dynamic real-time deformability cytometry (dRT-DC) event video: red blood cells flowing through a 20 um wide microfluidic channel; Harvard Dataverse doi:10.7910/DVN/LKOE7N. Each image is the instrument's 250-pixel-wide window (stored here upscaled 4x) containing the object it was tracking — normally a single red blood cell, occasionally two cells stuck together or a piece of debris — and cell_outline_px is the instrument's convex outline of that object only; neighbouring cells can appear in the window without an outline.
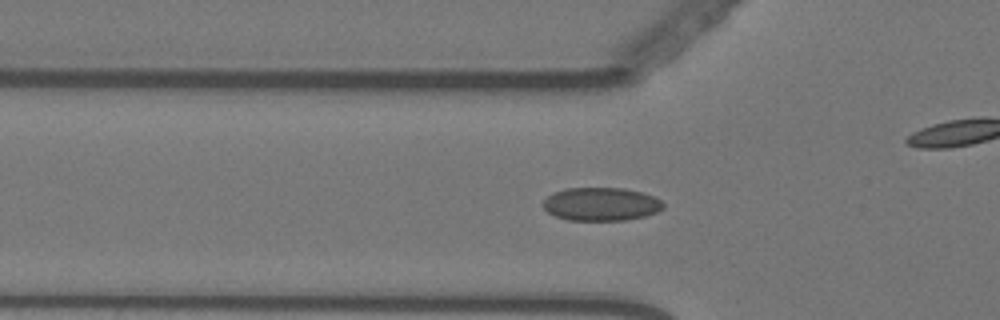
{"species": "Egyptian fruit bat (a non-hibernating species)", "species_latin": "Rousettus aegyptiacus", "temperature_condition": "warm", "stored_images_in_passage": 47, "camera_frame_rate_fps": 3000, "um_per_image_px": 0.085, "animal": {"sex": "female"}, "frame": {"image": 1, "passage_image": 15, "time_ms": 4.667, "image_size_px": [1000, 320], "cell_outline_px": [[664, 208], [656, 212], [644, 216], [624, 220], [568, 220], [556, 216], [548, 212], [544, 208], [544, 200], [552, 192], [564, 188], [624, 188], [640, 192], [652, 196], [660, 200], [664, 204]], "centroid_in_image_um": [51.07, 17.34], "position_along_channel_um": 74.7, "area_um2": 23.18}}
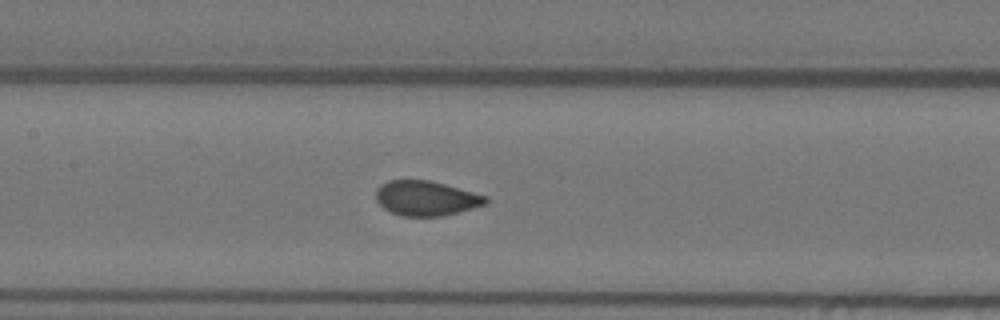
{"frame": {"image": 2, "passage_image": 23, "time_ms": 7.333, "image_size_px": [1000, 320], "cell_outline_px": [[488, 204], [444, 216], [400, 216], [384, 208], [376, 200], [376, 188], [380, 184], [388, 180], [428, 180], [444, 184], [488, 196]], "centroid_in_image_um": [36.22, 16.85], "position_along_channel_um": 171.2, "area_um2": 22.37}}
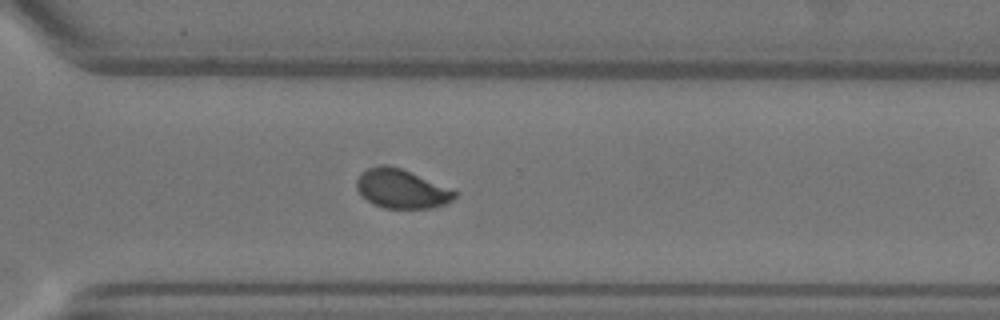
{"frame": {"image": 3, "passage_image": 37, "time_ms": 12.0, "image_size_px": [1000, 320], "cell_outline_px": [[460, 192], [452, 200], [444, 204], [428, 208], [384, 208], [372, 204], [356, 188], [356, 180], [360, 172], [368, 168], [380, 164], [384, 164], [400, 168]], "centroid_in_image_um": [34.11, 16.04], "position_along_channel_um": 336.5, "area_um2": 22.2}, "authors_computed_cell_mechanics": {"area_um2": 22.831, "velocity_mm_per_s": 3.5677, "shape_relaxation_time_tau1_ms": 5.7856, "shape_relaxation_time_tau2_ms": null, "deformation_change_tau1": 0.121, "deformation_change_tau2": null}}